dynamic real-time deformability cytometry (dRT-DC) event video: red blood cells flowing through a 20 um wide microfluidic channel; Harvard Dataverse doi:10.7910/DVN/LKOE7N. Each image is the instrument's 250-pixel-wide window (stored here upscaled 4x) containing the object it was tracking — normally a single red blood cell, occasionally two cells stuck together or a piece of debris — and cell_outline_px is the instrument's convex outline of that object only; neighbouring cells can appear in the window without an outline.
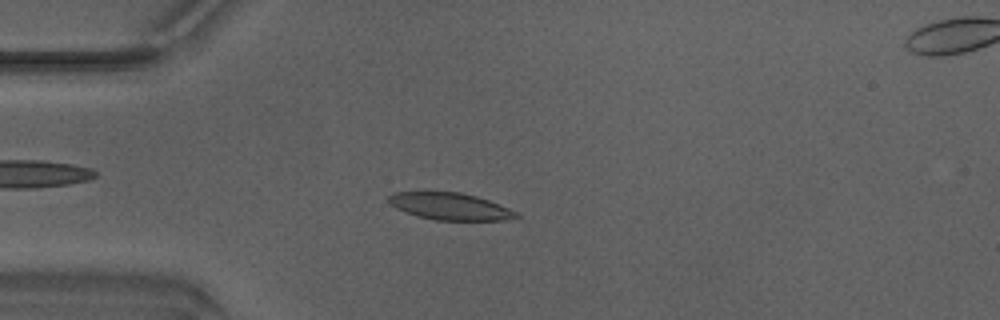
{"species": "Egyptian fruit bat (a non-hibernating species)", "species_latin": "Rousettus aegyptiacus", "temperature_condition": "warm", "stored_images_in_passage": 44, "camera_frame_rate_fps": 3000, "um_per_image_px": 0.085, "animal": {"sex": "male"}, "frame": {"image": 1, "passage_image": 8, "time_ms": 2.333, "image_size_px": [1000, 320], "cell_outline_px": [[520, 216], [504, 220], [436, 220], [416, 216], [396, 208], [388, 200], [388, 196], [392, 192], [460, 192], [476, 196], [488, 200], [520, 212]], "centroid_in_image_um": [38.28, 17.54], "position_along_channel_um": 46.7, "area_um2": 20.06}}
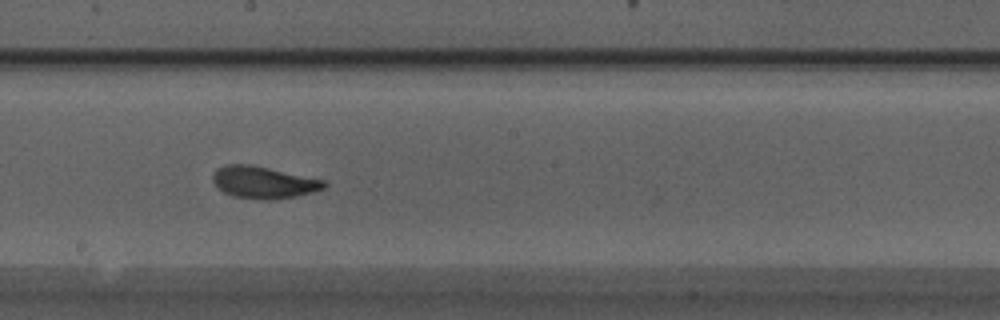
{"frame": {"image": 2, "passage_image": 22, "time_ms": 7.0, "image_size_px": [1000, 320], "cell_outline_px": [[328, 184], [324, 188], [312, 192], [296, 196], [276, 200], [268, 200], [232, 196], [216, 188], [212, 180], [212, 176], [216, 168], [224, 164], [248, 164], [268, 168], [324, 180]], "centroid_in_image_um": [22.35, 15.5], "position_along_channel_um": 225.8, "area_um2": 20.81}}
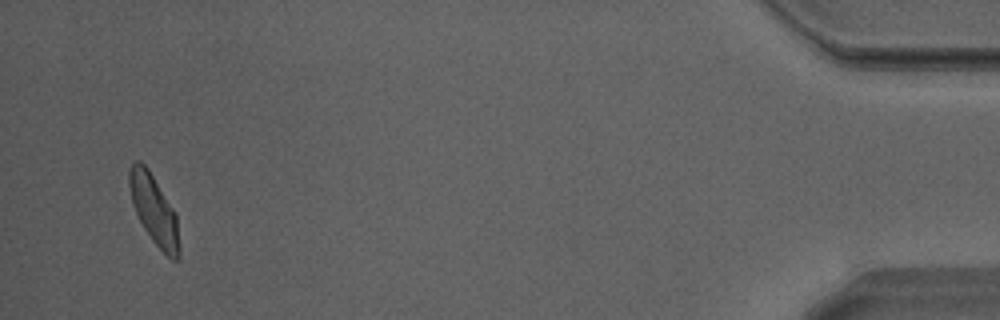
{"frame": {"image": 3, "passage_image": 42, "time_ms": 13.667, "image_size_px": [1000, 320], "cell_outline_px": [[180, 260], [172, 260], [152, 240], [144, 228], [132, 204], [128, 184], [128, 172], [132, 164], [136, 160], [140, 160], [148, 168], [176, 212], [180, 248]], "centroid_in_image_um": [13.1, 17.83], "position_along_channel_um": 422.1, "area_um2": 20.29}, "authors_computed_cell_mechanics": {"area_um2": 20.4034, "velocity_mm_per_s": 4.2066, "shape_relaxation_time_tau1_ms": 2.9539, "shape_relaxation_time_tau2_ms": 1.2112, "deformation_change_tau1": 0.1195, "deformation_change_tau2": 0.0689}}